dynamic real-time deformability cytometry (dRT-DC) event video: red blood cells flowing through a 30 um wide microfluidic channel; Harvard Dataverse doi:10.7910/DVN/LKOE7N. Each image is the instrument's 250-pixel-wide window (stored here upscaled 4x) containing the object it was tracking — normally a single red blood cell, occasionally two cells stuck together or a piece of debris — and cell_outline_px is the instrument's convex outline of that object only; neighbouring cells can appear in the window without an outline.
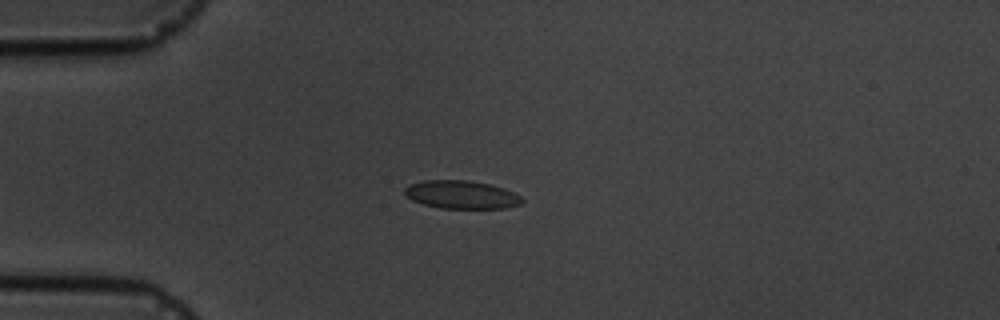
{"species": "common noctule bat (a hibernating species)", "species_latin": "Nyctalus noctula", "temperature_condition": "cold", "stored_images_in_passage": 10, "camera_frame_rate_fps": 3000, "um_per_image_px": 0.085, "animal": {"sex": "male", "body_mass_g": 19.5, "forearm_length_mm": 54.6}, "frame": {"image": 1, "passage_image": 3, "time_ms": 3.333, "image_size_px": [1000, 320], "cell_outline_px": [[524, 200], [520, 204], [504, 208], [440, 208], [424, 204], [412, 200], [404, 192], [404, 188], [408, 184], [424, 180], [468, 180], [488, 184], [504, 188], [520, 196]], "centroid_in_image_um": [39.2, 16.54], "position_along_channel_um": 45.8, "area_um2": 19.13}}
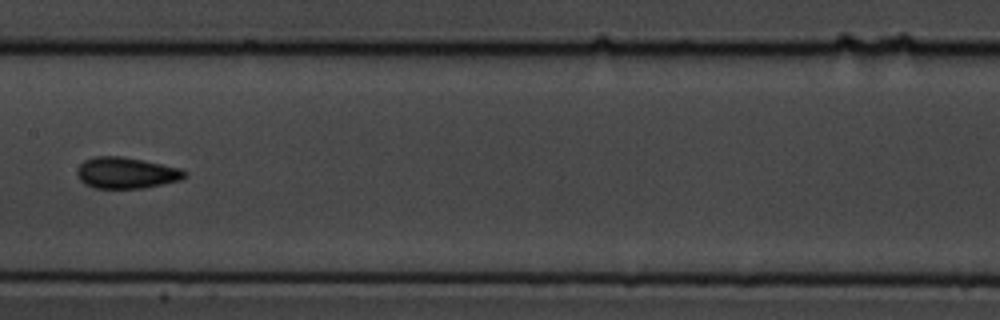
{"frame": {"image": 2, "passage_image": 7, "time_ms": 8.0, "image_size_px": [1000, 320], "cell_outline_px": [[188, 176], [180, 180], [144, 188], [92, 188], [84, 184], [76, 176], [76, 168], [84, 160], [96, 156], [120, 156], [144, 160], [180, 168], [188, 172]], "centroid_in_image_um": [10.71, 14.69], "position_along_channel_um": 196.7, "area_um2": 19.83}}
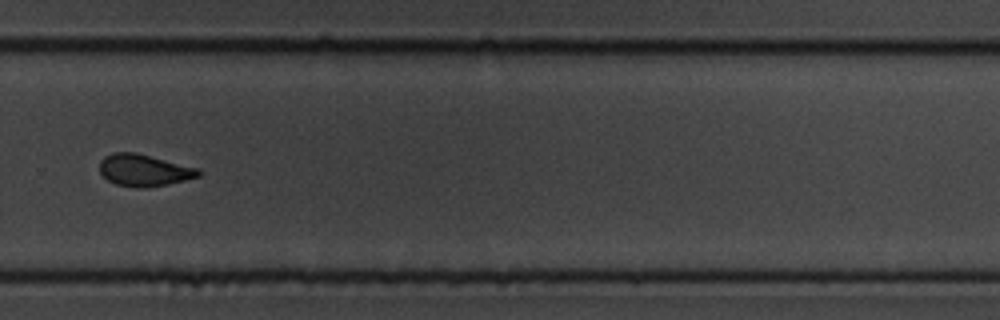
{"frame": {"image": 3, "passage_image": 10, "time_ms": 11.333, "image_size_px": [1000, 320], "cell_outline_px": [[200, 176], [168, 184], [148, 188], [136, 188], [116, 184], [108, 180], [100, 172], [100, 160], [104, 156], [112, 152], [136, 152], [200, 168]], "centroid_in_image_um": [12.24, 14.46], "position_along_channel_um": 317.6, "area_um2": 18.55}}